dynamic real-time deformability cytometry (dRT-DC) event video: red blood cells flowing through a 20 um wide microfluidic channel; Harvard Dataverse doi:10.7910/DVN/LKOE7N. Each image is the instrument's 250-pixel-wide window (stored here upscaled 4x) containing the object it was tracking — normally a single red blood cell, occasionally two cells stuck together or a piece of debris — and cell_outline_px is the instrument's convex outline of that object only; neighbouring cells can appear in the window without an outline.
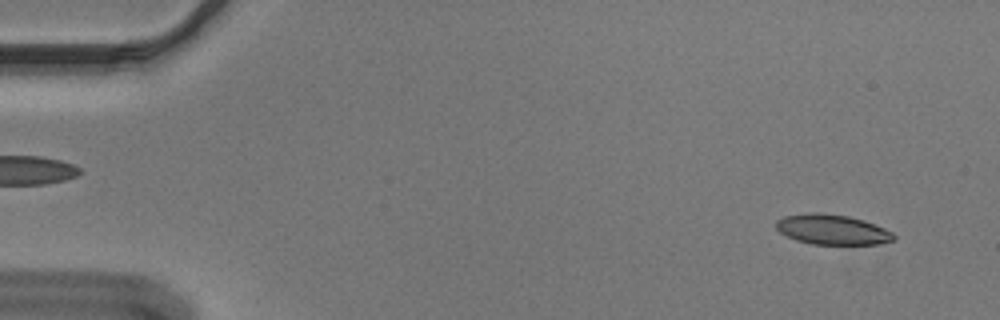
{"species": "Egyptian fruit bat (a non-hibernating species)", "species_latin": "Rousettus aegyptiacus", "temperature_condition": "cold", "stored_images_in_passage": 54, "camera_frame_rate_fps": 3000, "um_per_image_px": 0.085, "animal": {"sex": "male"}, "frame": {"image": 1, "passage_image": 3, "time_ms": 0.667, "image_size_px": [1000, 320], "cell_outline_px": [[896, 240], [880, 244], [812, 244], [796, 240], [780, 232], [776, 228], [776, 220], [784, 216], [808, 212], [816, 212], [848, 216], [864, 220], [884, 228], [892, 232], [896, 236]], "centroid_in_image_um": [70.75, 19.51], "position_along_channel_um": 14.2, "area_um2": 20.69}}
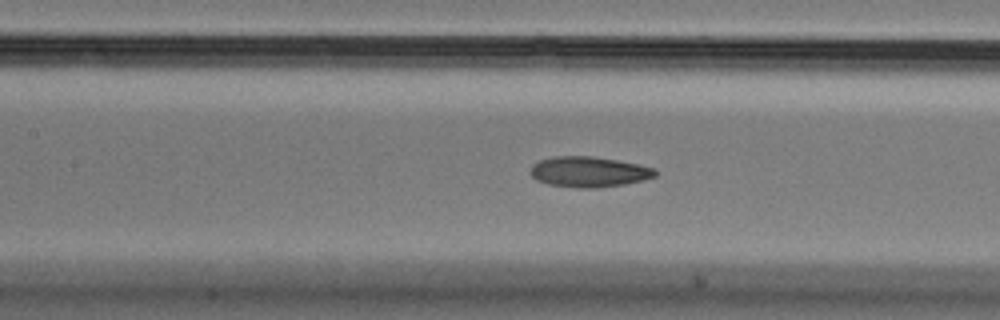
{"frame": {"image": 2, "passage_image": 24, "time_ms": 7.667, "image_size_px": [1000, 320], "cell_outline_px": [[656, 176], [644, 180], [624, 184], [596, 188], [576, 188], [548, 184], [536, 180], [528, 172], [532, 164], [540, 160], [552, 156], [592, 156], [616, 160], [636, 164], [652, 168], [656, 172]], "centroid_in_image_um": [49.99, 14.61], "position_along_channel_um": 157.4, "area_um2": 22.2}}
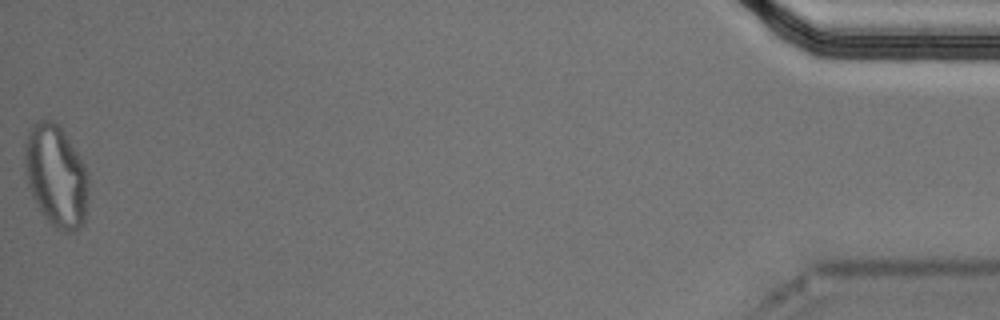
{"frame": {"image": 3, "passage_image": 54, "time_ms": 17.667, "image_size_px": [1000, 320], "cell_outline_px": [[88, 200], [84, 224], [76, 232], [64, 232], [56, 228], [44, 216], [32, 196], [28, 184], [24, 160], [24, 148], [28, 132], [32, 124], [40, 120], [52, 120], [64, 132], [84, 164], [88, 172]], "centroid_in_image_um": [4.78, 14.98], "position_along_channel_um": 430.4, "area_um2": 37.92}, "authors_computed_cell_mechanics": {"area_um2": 22.3397, "velocity_mm_per_s": 3.6515, "shape_relaxation_time_tau1_ms": null, "shape_relaxation_time_tau2_ms": 2.984, "deformation_change_tau1": null, "deformation_change_tau2": 0.0949}}